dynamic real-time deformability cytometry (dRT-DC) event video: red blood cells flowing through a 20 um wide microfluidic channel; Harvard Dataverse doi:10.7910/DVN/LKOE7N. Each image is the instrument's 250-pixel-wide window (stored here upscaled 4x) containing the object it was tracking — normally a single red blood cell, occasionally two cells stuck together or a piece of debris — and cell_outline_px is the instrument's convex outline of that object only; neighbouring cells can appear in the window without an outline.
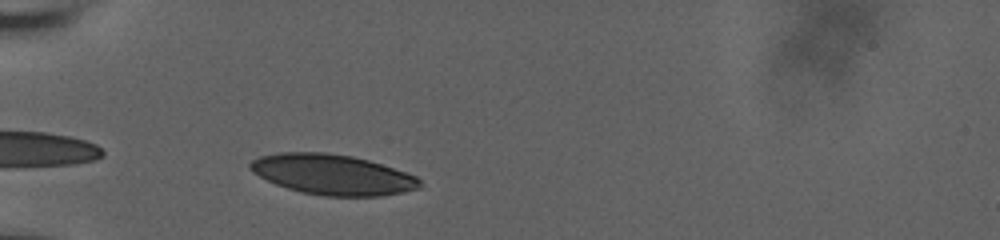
{"species": "human", "species_latin": "Homo sapiens", "temperature_condition": "room temperature", "stored_images_in_passage": 5, "camera_frame_rate_fps": 3000, "um_per_image_px": 0.085, "donor": {"sex": "male"}, "frame": {"image": 1, "passage_image": 1, "time_ms": 0.0, "image_size_px": [1000, 240], "cell_outline_px": [[420, 188], [404, 192], [380, 196], [324, 196], [300, 192], [276, 184], [252, 172], [248, 168], [248, 164], [252, 160], [260, 156], [280, 152], [324, 152], [352, 156], [368, 160], [416, 176], [420, 180]], "centroid_in_image_um": [28.23, 14.84], "position_along_channel_um": 56.8, "area_um2": 39.71}}
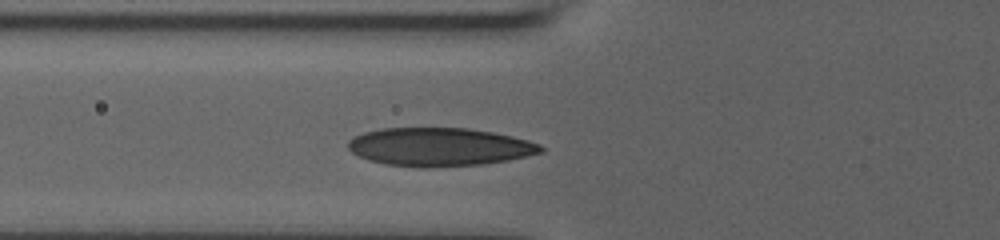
{"frame": {"image": 2, "passage_image": 3, "time_ms": 0.667, "image_size_px": [1000, 240], "cell_outline_px": [[544, 152], [508, 160], [484, 164], [428, 168], [420, 168], [384, 164], [368, 160], [356, 156], [348, 148], [348, 140], [372, 124], [376, 124], [468, 128], [492, 132], [512, 136], [528, 140], [540, 144], [544, 148]], "centroid_in_image_um": [37.18, 12.43], "position_along_channel_um": 88.6, "area_um2": 45.32}}
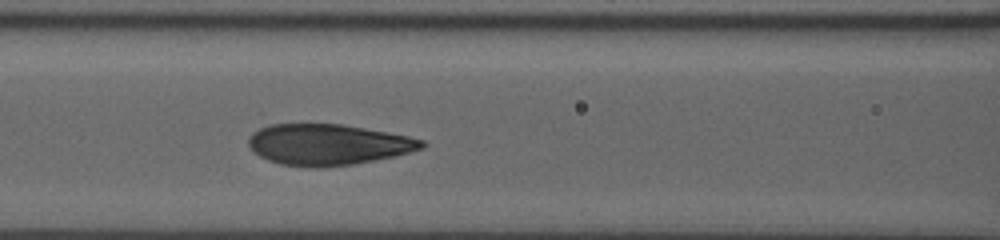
{"frame": {"image": 3, "passage_image": 5, "time_ms": 1.333, "image_size_px": [1000, 240], "cell_outline_px": [[424, 148], [392, 156], [352, 164], [324, 168], [308, 168], [280, 164], [268, 160], [260, 156], [248, 144], [248, 136], [252, 132], [268, 120], [340, 124], [388, 132], [408, 136], [424, 140]], "centroid_in_image_um": [27.73, 12.23], "position_along_channel_um": 138.9, "area_um2": 42.54}}